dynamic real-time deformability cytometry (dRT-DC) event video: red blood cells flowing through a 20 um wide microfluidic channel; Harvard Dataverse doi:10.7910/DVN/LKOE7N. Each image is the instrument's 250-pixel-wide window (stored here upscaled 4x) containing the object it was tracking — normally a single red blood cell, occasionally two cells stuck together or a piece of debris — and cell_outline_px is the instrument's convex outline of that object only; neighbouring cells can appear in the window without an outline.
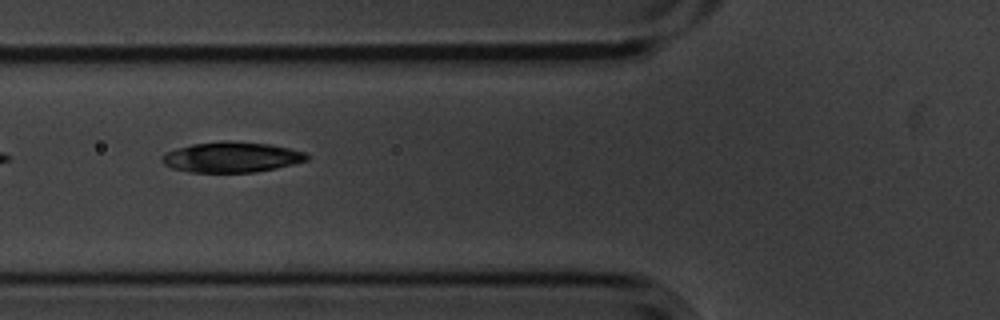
{"species": "common noctule bat (a hibernating species)", "species_latin": "Nyctalus noctula", "temperature_condition": "cold", "stored_images_in_passage": 12, "camera_frame_rate_fps": 3000, "um_per_image_px": 0.085, "animal": {"sex": "male", "body_mass_g": 20.1, "forearm_length_mm": 53.5}, "frame": {"image": 1, "passage_image": 5, "time_ms": 1.333, "image_size_px": [1000, 320], "cell_outline_px": [[308, 160], [276, 168], [256, 172], [192, 172], [172, 168], [164, 164], [160, 160], [164, 152], [176, 148], [192, 144], [224, 140], [232, 140], [268, 144], [308, 152]], "centroid_in_image_um": [19.67, 13.34], "position_along_channel_um": 106.1, "area_um2": 25.84}}
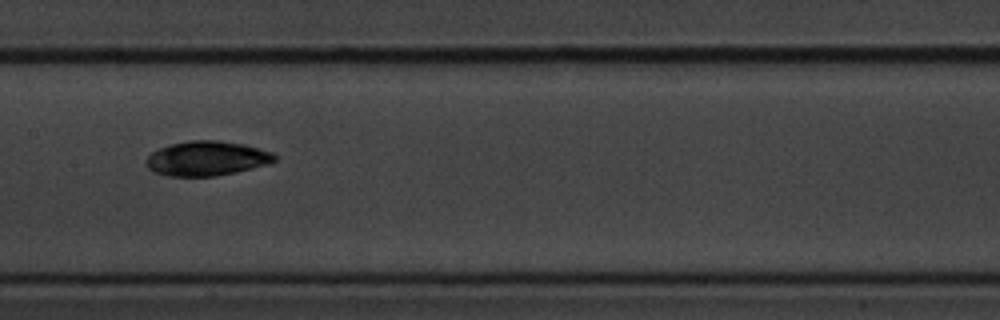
{"frame": {"image": 2, "passage_image": 7, "time_ms": 2.0, "image_size_px": [1000, 320], "cell_outline_px": [[276, 160], [268, 164], [252, 168], [216, 176], [168, 176], [152, 172], [148, 168], [144, 160], [152, 152], [168, 144], [188, 140], [216, 140], [244, 144], [272, 152], [276, 156]], "centroid_in_image_um": [17.53, 13.46], "position_along_channel_um": 189.9, "area_um2": 26.01}}
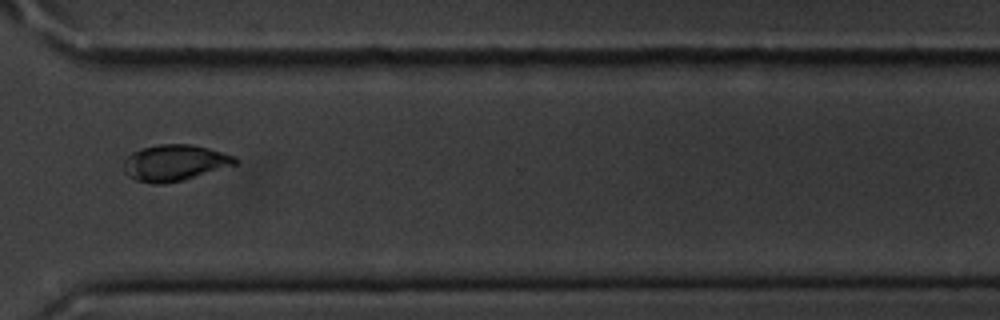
{"frame": {"image": 3, "passage_image": 11, "time_ms": 3.333, "image_size_px": [1000, 320], "cell_outline_px": [[240, 160], [236, 164], [184, 180], [160, 184], [152, 184], [136, 180], [128, 176], [124, 172], [124, 160], [132, 152], [140, 148], [160, 144], [192, 144], [208, 148], [236, 156]], "centroid_in_image_um": [14.84, 13.83], "position_along_channel_um": 355.8, "area_um2": 23.58}}